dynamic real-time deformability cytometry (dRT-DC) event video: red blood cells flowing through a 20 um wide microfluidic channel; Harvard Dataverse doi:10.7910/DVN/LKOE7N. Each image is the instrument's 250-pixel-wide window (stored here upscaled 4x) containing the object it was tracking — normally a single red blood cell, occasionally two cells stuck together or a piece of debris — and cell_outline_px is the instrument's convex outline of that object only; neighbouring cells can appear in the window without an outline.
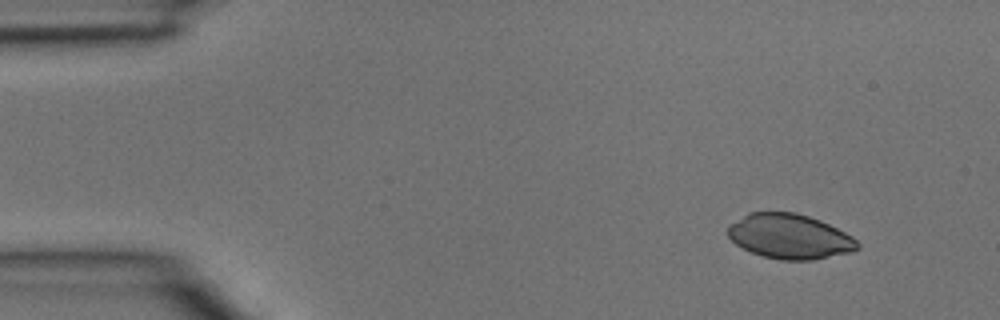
{"species": "common noctule bat (a hibernating species)", "species_latin": "Nyctalus noctula", "temperature_condition": "room temperature", "stored_images_in_passage": 3, "camera_frame_rate_fps": 3000, "um_per_image_px": 0.085, "animal": {"sex": "male", "body_mass_g": 15.6}, "frame": {"image": 1, "passage_image": 1, "time_ms": 0.0, "image_size_px": [1000, 320], "cell_outline_px": [[860, 248], [852, 252], [812, 260], [784, 260], [764, 256], [752, 252], [736, 244], [728, 236], [728, 224], [748, 212], [796, 212], [820, 220], [852, 236], [860, 244]], "centroid_in_image_um": [67.12, 20.09], "position_along_channel_um": 17.9, "area_um2": 33.81}}